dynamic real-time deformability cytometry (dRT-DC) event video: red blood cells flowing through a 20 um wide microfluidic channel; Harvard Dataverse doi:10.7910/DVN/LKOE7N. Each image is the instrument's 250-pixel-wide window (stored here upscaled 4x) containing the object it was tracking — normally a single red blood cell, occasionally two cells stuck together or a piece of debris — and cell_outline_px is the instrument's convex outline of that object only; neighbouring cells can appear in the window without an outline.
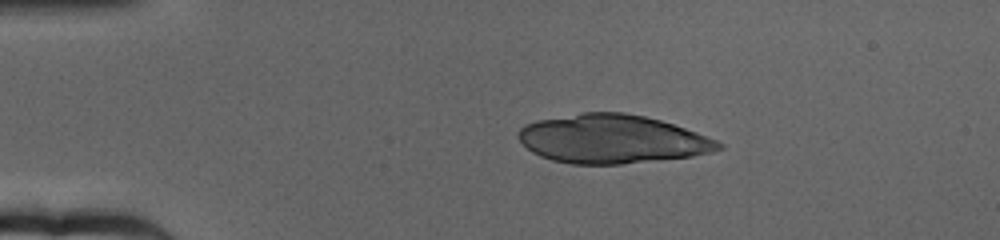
{"species": "human", "species_latin": "Homo sapiens", "temperature_condition": "cold", "stored_images_in_passage": 52, "camera_frame_rate_fps": 3000, "um_per_image_px": 0.085, "donor": {"sex": "female"}, "frame": {"image": 1, "passage_image": 1, "time_ms": 0.0, "image_size_px": [1000, 240], "cell_outline_px": [[724, 148], [712, 152], [692, 156], [620, 164], [572, 164], [552, 160], [540, 156], [532, 152], [516, 136], [520, 128], [524, 124], [536, 120], [584, 112], [624, 112], [644, 116], [660, 120], [696, 132], [716, 140], [724, 144]], "centroid_in_image_um": [52.01, 11.81], "position_along_channel_um": 33.0, "area_um2": 56.64}}